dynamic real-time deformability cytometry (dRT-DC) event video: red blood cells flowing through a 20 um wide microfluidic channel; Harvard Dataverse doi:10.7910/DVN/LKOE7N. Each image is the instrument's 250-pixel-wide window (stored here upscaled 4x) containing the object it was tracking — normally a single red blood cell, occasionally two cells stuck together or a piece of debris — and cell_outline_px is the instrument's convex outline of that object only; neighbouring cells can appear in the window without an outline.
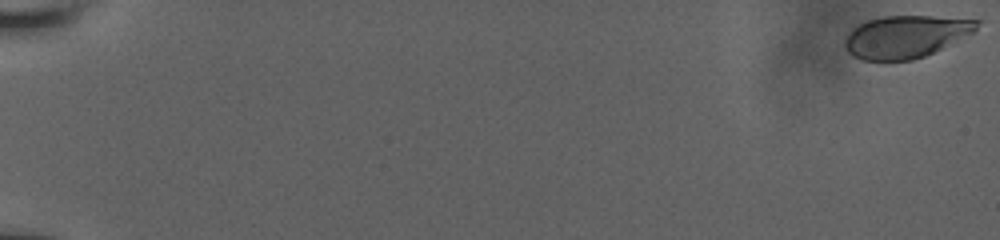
{"species": "human", "species_latin": "Homo sapiens", "temperature_condition": "room temperature", "stored_images_in_passage": 24, "camera_frame_rate_fps": 3000, "um_per_image_px": 0.085, "donor": {"sex": "male"}, "frame": {"image": 1, "passage_image": 1, "time_ms": 0.0, "image_size_px": [1000, 240], "cell_outline_px": [[984, 20], [972, 32], [924, 56], [912, 60], [860, 60], [852, 56], [848, 52], [844, 44], [844, 40], [860, 24], [868, 20], [884, 16], [932, 16]], "centroid_in_image_um": [76.98, 3.11], "position_along_channel_um": 8.0, "area_um2": 32.02}}
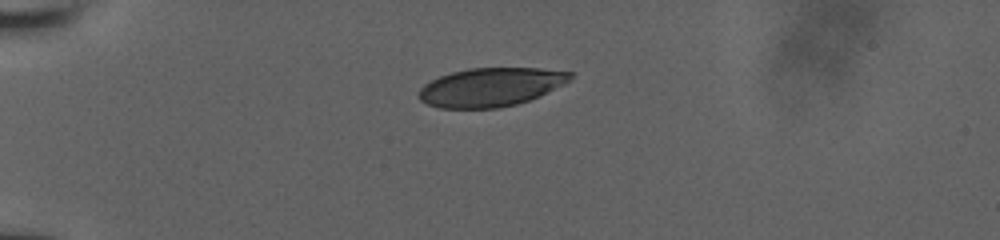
{"frame": {"image": 2, "passage_image": 17, "time_ms": 5.333, "image_size_px": [1000, 240], "cell_outline_px": [[576, 72], [564, 84], [540, 96], [516, 104], [496, 108], [440, 108], [428, 104], [420, 100], [416, 96], [420, 88], [424, 84], [440, 76], [452, 72], [468, 68], [540, 68]], "centroid_in_image_um": [41.71, 7.4], "position_along_channel_um": 43.3, "area_um2": 34.16}}
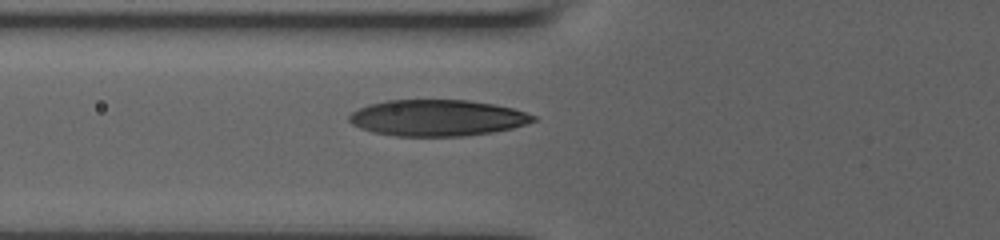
{"frame": {"image": 3, "passage_image": 24, "time_ms": 7.667, "image_size_px": [1000, 240], "cell_outline_px": [[536, 120], [512, 128], [492, 132], [464, 136], [396, 136], [372, 132], [360, 128], [352, 124], [348, 120], [348, 116], [352, 112], [368, 104], [388, 100], [468, 100], [496, 104], [512, 108], [536, 116]], "centroid_in_image_um": [37.14, 10.02], "position_along_channel_um": 88.7, "area_um2": 38.9}}